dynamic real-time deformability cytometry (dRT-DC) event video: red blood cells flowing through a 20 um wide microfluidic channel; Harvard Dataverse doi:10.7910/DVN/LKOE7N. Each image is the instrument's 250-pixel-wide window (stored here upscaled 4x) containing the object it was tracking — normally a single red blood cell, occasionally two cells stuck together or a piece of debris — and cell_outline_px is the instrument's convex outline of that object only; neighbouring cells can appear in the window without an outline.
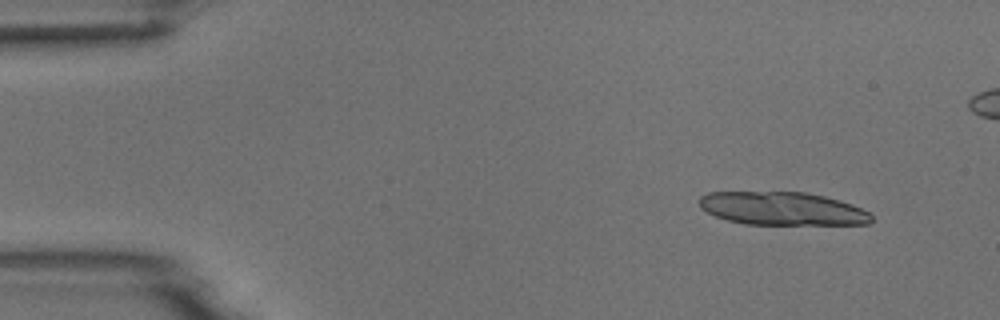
{"species": "common noctule bat (a hibernating species)", "species_latin": "Nyctalus noctula", "temperature_condition": "room temperature", "stored_images_in_passage": 6, "camera_frame_rate_fps": 3000, "um_per_image_px": 0.085, "animal": {"sex": "male", "body_mass_g": 18.8}, "frame": {"image": 1, "passage_image": 2, "time_ms": 1.0, "image_size_px": [1000, 320], "cell_outline_px": [[872, 220], [868, 224], [744, 224], [728, 220], [716, 216], [700, 208], [700, 196], [708, 192], [804, 192], [824, 196], [840, 200], [852, 204], [868, 212], [872, 216]], "centroid_in_image_um": [66.49, 17.72], "position_along_channel_um": 18.5, "area_um2": 33.12}}